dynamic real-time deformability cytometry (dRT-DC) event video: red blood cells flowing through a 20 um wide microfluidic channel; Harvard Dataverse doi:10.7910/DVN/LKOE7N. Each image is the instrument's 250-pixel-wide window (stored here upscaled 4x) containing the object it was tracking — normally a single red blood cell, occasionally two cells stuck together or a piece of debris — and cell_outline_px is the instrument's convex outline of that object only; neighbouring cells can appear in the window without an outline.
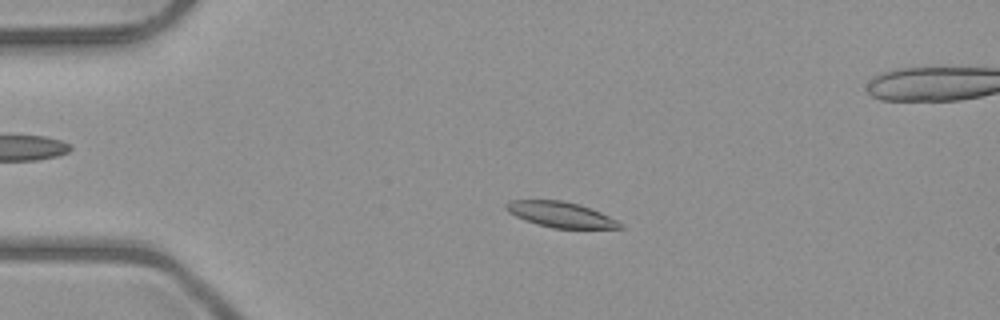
{"species": "common noctule bat (a hibernating species)", "species_latin": "Nyctalus noctula", "temperature_condition": "room temperature", "stored_images_in_passage": 53, "camera_frame_rate_fps": 3000, "um_per_image_px": 0.085, "animal": {"sex": "male", "body_mass_g": 23.1, "forearm_length_mm": 52.7}, "frame": {"image": 1, "passage_image": 12, "time_ms": 3.667, "image_size_px": [1000, 320], "cell_outline_px": [[624, 228], [552, 228], [536, 224], [524, 220], [508, 212], [504, 208], [504, 204], [508, 200], [560, 200], [580, 204], [600, 212], [624, 224]], "centroid_in_image_um": [47.62, 18.23], "position_along_channel_um": 37.4, "area_um2": 16.99}}
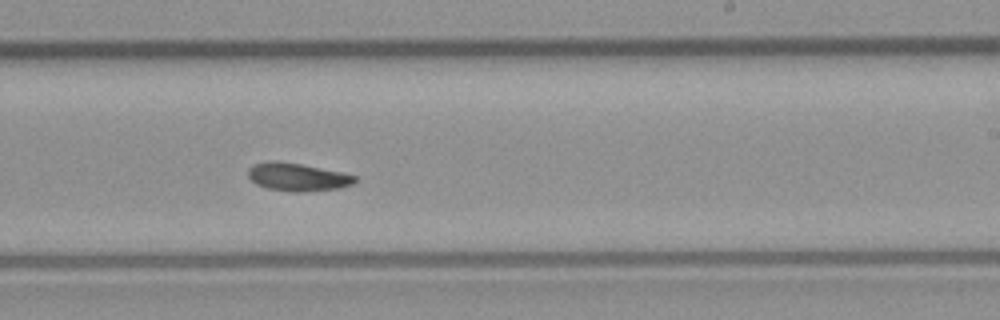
{"frame": {"image": 2, "passage_image": 32, "time_ms": 10.333, "image_size_px": [1000, 320], "cell_outline_px": [[356, 180], [352, 184], [340, 188], [304, 192], [292, 192], [268, 188], [256, 184], [248, 176], [248, 168], [252, 164], [272, 160], [280, 160], [344, 172], [356, 176]], "centroid_in_image_um": [25.28, 15.03], "position_along_channel_um": 263.7, "area_um2": 17.63}}
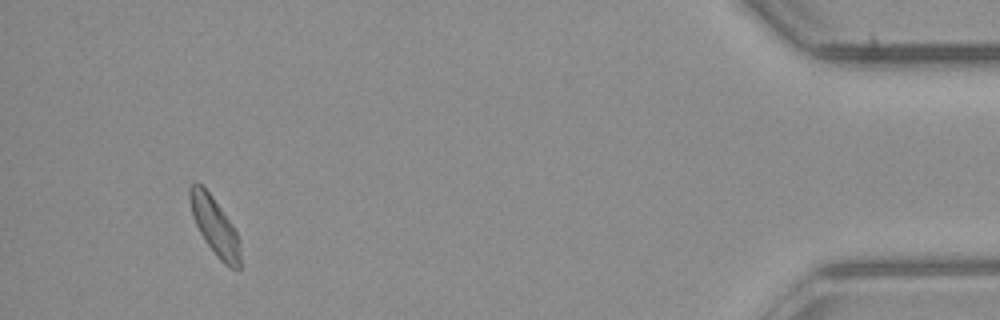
{"frame": {"image": 3, "passage_image": 49, "time_ms": 16.0, "image_size_px": [1000, 320], "cell_outline_px": [[240, 268], [232, 268], [224, 264], [216, 256], [204, 240], [192, 216], [188, 196], [188, 188], [192, 184], [200, 184], [212, 196], [232, 224], [240, 240]], "centroid_in_image_um": [18.25, 19.24], "position_along_channel_um": 417.0, "area_um2": 16.88}, "authors_computed_cell_mechanics": {"area_um2": 17.2822, "velocity_mm_per_s": 3.9899, "shape_relaxation_time_tau1_ms": 3.9425, "shape_relaxation_time_tau2_ms": null, "deformation_change_tau1": 0.1015, "deformation_change_tau2": null}}